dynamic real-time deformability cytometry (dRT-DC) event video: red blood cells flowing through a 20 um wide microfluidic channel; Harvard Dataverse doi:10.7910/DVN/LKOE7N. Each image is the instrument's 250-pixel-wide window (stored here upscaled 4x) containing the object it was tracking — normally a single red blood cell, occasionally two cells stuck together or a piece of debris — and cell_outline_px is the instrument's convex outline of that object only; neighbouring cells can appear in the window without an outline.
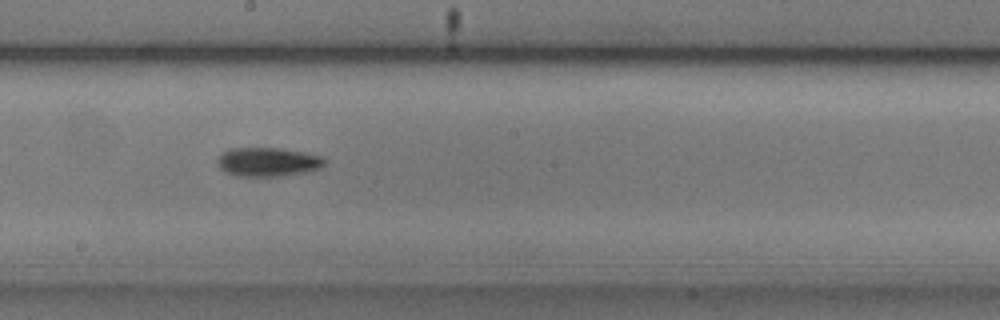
{"species": "common noctule bat (a hibernating species)", "species_latin": "Nyctalus noctula", "temperature_condition": "cold", "stored_images_in_passage": 35, "camera_frame_rate_fps": 3000, "um_per_image_px": 0.085, "animal": {"sex": "male", "body_mass_g": 20.5, "forearm_length_mm": 52.5}, "frame": {"image": 1, "passage_image": 16, "time_ms": 5.0, "image_size_px": [1000, 320], "cell_outline_px": [[328, 160], [320, 168], [308, 172], [284, 176], [236, 176], [224, 172], [216, 164], [216, 160], [228, 148], [280, 148], [304, 152], [320, 156]], "centroid_in_image_um": [22.77, 13.77], "position_along_channel_um": 225.4, "area_um2": 18.32}}
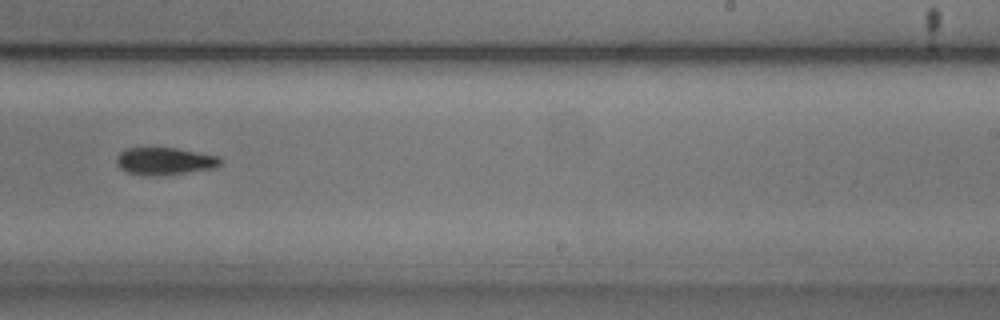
{"frame": {"image": 2, "passage_image": 20, "time_ms": 6.333, "image_size_px": [1000, 320], "cell_outline_px": [[220, 164], [212, 168], [152, 176], [128, 172], [120, 168], [116, 164], [116, 156], [124, 148], [176, 148], [220, 156]], "centroid_in_image_um": [13.94, 13.67], "position_along_channel_um": 275.1, "area_um2": 16.24}, "authors_computed_cell_mechanics": {"area_um2": 16.9354, "velocity_mm_per_s": 3.7528, "shape_relaxation_time_tau1_ms": 3.0439, "shape_relaxation_time_tau2_ms": null, "deformation_change_tau1": 0.124, "deformation_change_tau2": null}}